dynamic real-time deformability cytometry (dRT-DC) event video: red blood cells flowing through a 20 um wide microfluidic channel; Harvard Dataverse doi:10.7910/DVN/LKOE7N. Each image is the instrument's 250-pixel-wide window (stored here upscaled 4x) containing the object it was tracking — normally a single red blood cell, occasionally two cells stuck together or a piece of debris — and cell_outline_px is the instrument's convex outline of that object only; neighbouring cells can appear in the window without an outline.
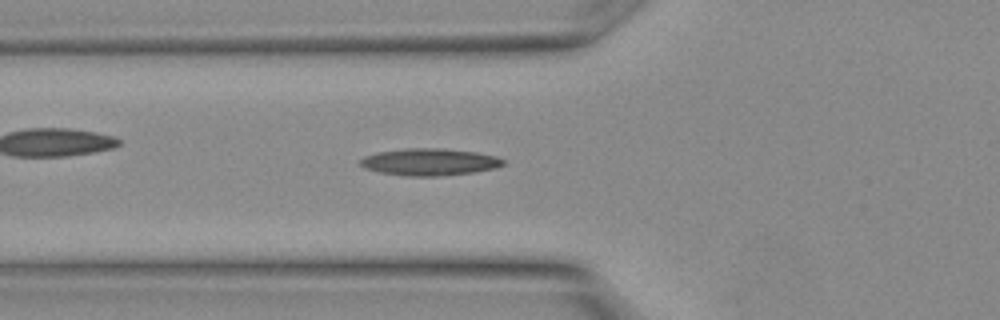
{"species": "Egyptian fruit bat (a non-hibernating species)", "species_latin": "Rousettus aegyptiacus", "temperature_condition": "warm", "stored_images_in_passage": 11, "camera_frame_rate_fps": 3000, "um_per_image_px": 0.085, "animal": {"sex": "female"}, "frame": {"image": 1, "passage_image": 7, "time_ms": 2.0, "image_size_px": [1000, 320], "cell_outline_px": [[504, 164], [492, 168], [472, 172], [436, 176], [412, 176], [380, 172], [364, 168], [360, 164], [360, 160], [364, 156], [376, 152], [404, 148], [444, 148], [476, 152], [496, 156], [504, 160]], "centroid_in_image_um": [36.47, 13.75], "position_along_channel_um": 89.3, "area_um2": 22.31}}
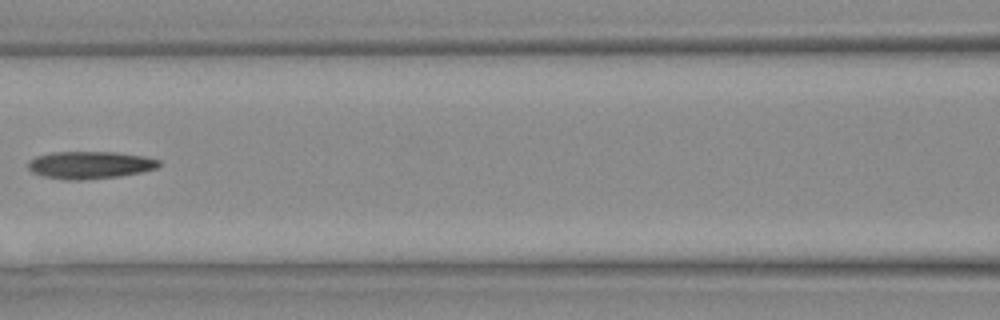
{"frame": {"image": 2, "passage_image": 10, "time_ms": 3.0, "image_size_px": [1000, 320], "cell_outline_px": [[160, 164], [156, 168], [140, 172], [120, 176], [84, 180], [64, 180], [44, 176], [32, 172], [28, 168], [28, 164], [36, 156], [52, 152], [116, 152], [144, 156], [160, 160]], "centroid_in_image_um": [7.65, 14.02], "position_along_channel_um": 159.0, "area_um2": 20.87}}